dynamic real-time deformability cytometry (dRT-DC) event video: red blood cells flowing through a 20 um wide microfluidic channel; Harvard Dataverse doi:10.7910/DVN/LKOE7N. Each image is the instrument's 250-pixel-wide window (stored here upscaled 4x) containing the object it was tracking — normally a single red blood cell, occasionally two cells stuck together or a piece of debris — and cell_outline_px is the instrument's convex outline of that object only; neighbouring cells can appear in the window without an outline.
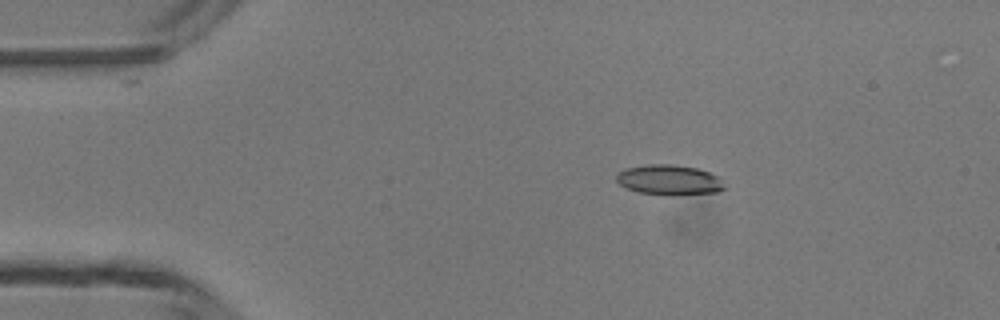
{"species": "common noctule bat (a hibernating species)", "species_latin": "Nyctalus noctula", "temperature_condition": "room temperature", "stored_images_in_passage": 4, "camera_frame_rate_fps": 3000, "um_per_image_px": 0.085, "animal": {"sex": "male", "body_mass_g": 13.3}, "frame": {"image": 1, "passage_image": 2, "time_ms": 1.0, "image_size_px": [1000, 320], "cell_outline_px": [[728, 188], [720, 192], [668, 196], [640, 192], [628, 188], [620, 184], [616, 180], [616, 176], [624, 168], [648, 164], [672, 164], [696, 168], [720, 176]], "centroid_in_image_um": [56.96, 15.3], "position_along_channel_um": 28.0, "area_um2": 19.31}}
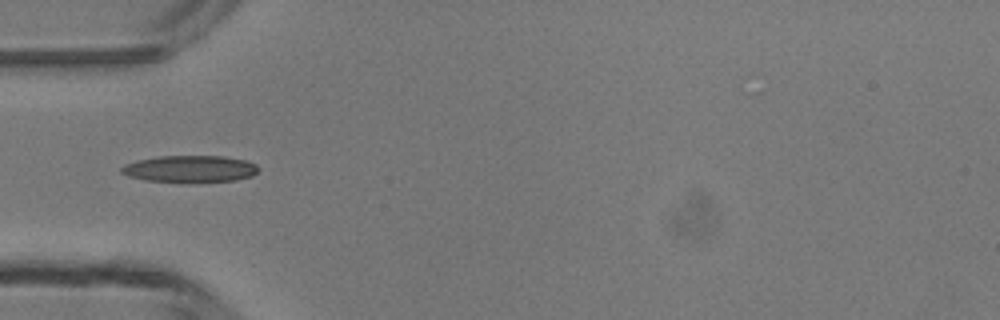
{"frame": {"image": 2, "passage_image": 4, "time_ms": 3.333, "image_size_px": [1000, 320], "cell_outline_px": [[260, 168], [252, 176], [236, 180], [144, 180], [128, 176], [120, 172], [120, 168], [124, 164], [136, 160], [160, 156], [224, 156], [244, 160], [256, 164]], "centroid_in_image_um": [16.13, 14.31], "position_along_channel_um": 68.9, "area_um2": 20.75}}